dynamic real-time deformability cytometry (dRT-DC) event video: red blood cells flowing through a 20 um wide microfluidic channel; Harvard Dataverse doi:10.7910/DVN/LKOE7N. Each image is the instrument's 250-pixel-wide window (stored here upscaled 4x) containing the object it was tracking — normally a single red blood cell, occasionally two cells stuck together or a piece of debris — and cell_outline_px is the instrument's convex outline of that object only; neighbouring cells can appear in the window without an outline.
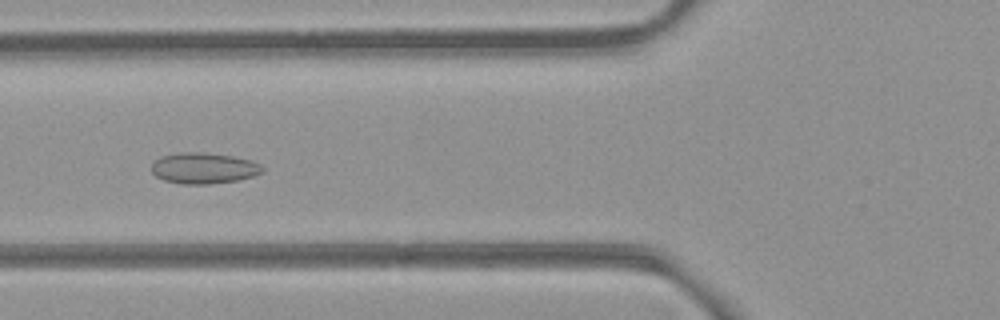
{"species": "common noctule bat (a hibernating species)", "species_latin": "Nyctalus noctula", "temperature_condition": "room temperature", "stored_images_in_passage": 54, "camera_frame_rate_fps": 3000, "um_per_image_px": 0.085, "animal": {"sex": "female", "body_mass_g": 21.9}, "frame": {"image": 1, "passage_image": 20, "time_ms": 6.333, "image_size_px": [1000, 320], "cell_outline_px": [[264, 172], [252, 176], [236, 180], [208, 184], [180, 184], [164, 180], [156, 176], [152, 172], [152, 164], [160, 156], [184, 152], [204, 152], [232, 156], [252, 160], [260, 164], [264, 168]], "centroid_in_image_um": [17.33, 14.29], "position_along_channel_um": 108.5, "area_um2": 20.0}}
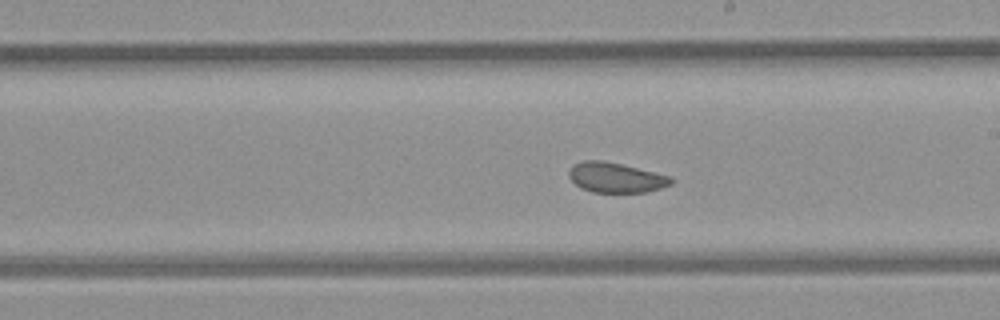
{"frame": {"image": 2, "passage_image": 30, "time_ms": 9.667, "image_size_px": [1000, 320], "cell_outline_px": [[676, 180], [672, 184], [648, 192], [592, 192], [580, 188], [568, 176], [568, 172], [572, 164], [584, 160], [600, 160], [620, 164], [672, 176]], "centroid_in_image_um": [52.35, 15.09], "position_along_channel_um": 236.6, "area_um2": 17.98}}
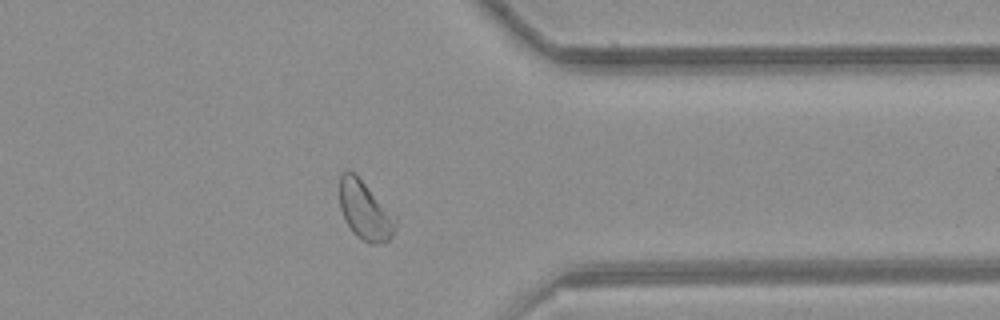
{"frame": {"image": 3, "passage_image": 42, "time_ms": 13.667, "image_size_px": [1000, 320], "cell_outline_px": [[396, 228], [392, 236], [388, 240], [376, 244], [372, 244], [356, 236], [352, 232], [344, 220], [340, 208], [340, 176], [344, 172], [352, 172], [396, 216]], "centroid_in_image_um": [31.02, 17.95], "position_along_channel_um": 380.4, "area_um2": 18.73}, "authors_computed_cell_mechanics": {"area_um2": 20.2589, "velocity_mm_per_s": 3.8303, "shape_relaxation_time_tau1_ms": null, "shape_relaxation_time_tau2_ms": 1.8056, "deformation_change_tau1": null, "deformation_change_tau2": 0.0582}}